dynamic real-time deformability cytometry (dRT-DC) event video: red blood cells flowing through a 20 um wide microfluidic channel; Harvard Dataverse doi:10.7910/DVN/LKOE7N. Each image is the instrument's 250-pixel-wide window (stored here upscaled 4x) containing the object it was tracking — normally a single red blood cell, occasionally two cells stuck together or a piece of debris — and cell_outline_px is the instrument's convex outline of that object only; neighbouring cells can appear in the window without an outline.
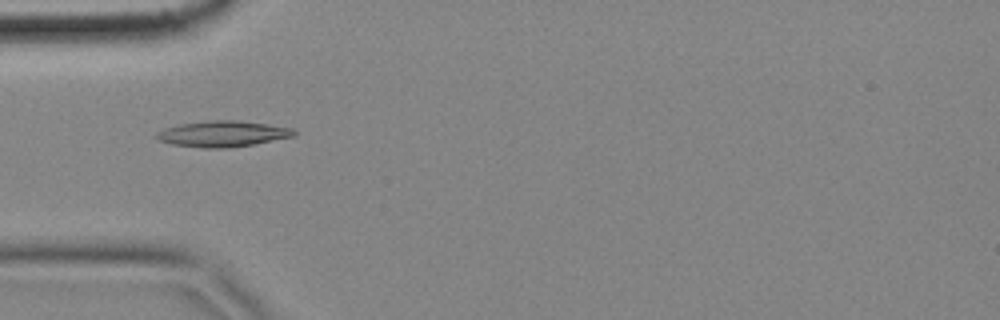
{"species": "common noctule bat (a hibernating species)", "species_latin": "Nyctalus noctula", "temperature_condition": "cold", "stored_images_in_passage": 57, "camera_frame_rate_fps": 3000, "um_per_image_px": 0.085, "animal": {"sex": "female", "body_mass_g": 18.4}, "frame": {"image": 1, "passage_image": 17, "time_ms": 5.333, "image_size_px": [1000, 320], "cell_outline_px": [[296, 136], [252, 144], [228, 148], [204, 148], [172, 144], [160, 140], [156, 136], [156, 132], [164, 128], [180, 124], [208, 120], [240, 120], [292, 128], [296, 132]], "centroid_in_image_um": [18.93, 11.37], "position_along_channel_um": 66.1, "area_um2": 20.69}}
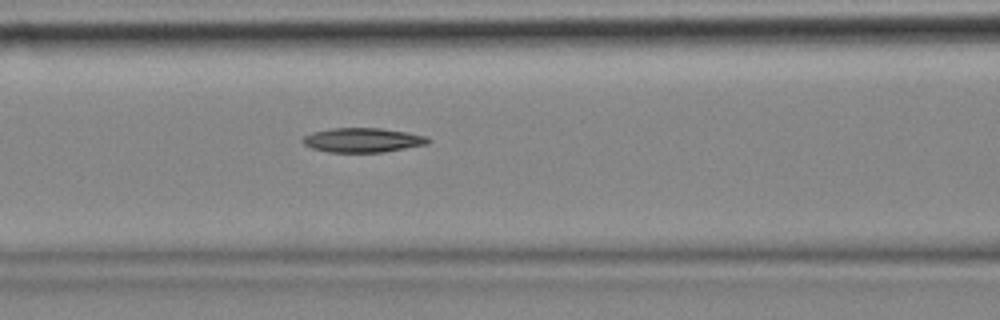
{"frame": {"image": 2, "passage_image": 23, "time_ms": 7.333, "image_size_px": [1000, 320], "cell_outline_px": [[432, 140], [428, 144], [384, 152], [328, 152], [312, 148], [304, 144], [300, 140], [304, 136], [312, 132], [332, 128], [380, 128], [428, 136]], "centroid_in_image_um": [30.83, 11.91], "position_along_channel_um": 135.8, "area_um2": 17.86}}
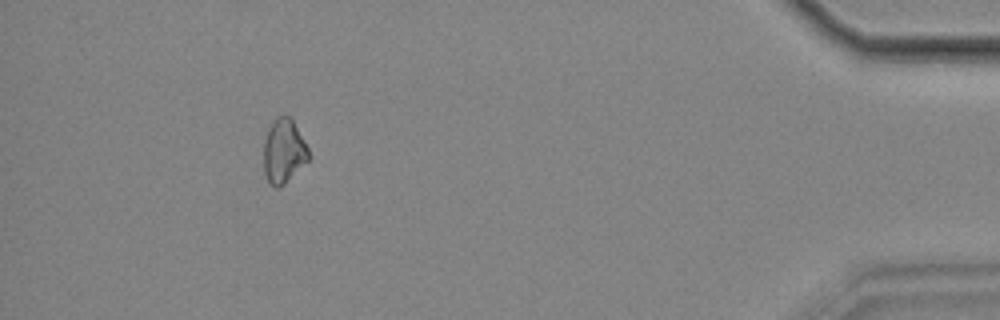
{"frame": {"image": 3, "passage_image": 52, "time_ms": 17.0, "image_size_px": [1000, 320], "cell_outline_px": [[308, 160], [284, 184], [276, 188], [268, 180], [264, 172], [264, 140], [268, 128], [272, 120], [276, 116], [292, 116], [308, 148]], "centroid_in_image_um": [24.1, 12.79], "position_along_channel_um": 411.1, "area_um2": 16.76}}